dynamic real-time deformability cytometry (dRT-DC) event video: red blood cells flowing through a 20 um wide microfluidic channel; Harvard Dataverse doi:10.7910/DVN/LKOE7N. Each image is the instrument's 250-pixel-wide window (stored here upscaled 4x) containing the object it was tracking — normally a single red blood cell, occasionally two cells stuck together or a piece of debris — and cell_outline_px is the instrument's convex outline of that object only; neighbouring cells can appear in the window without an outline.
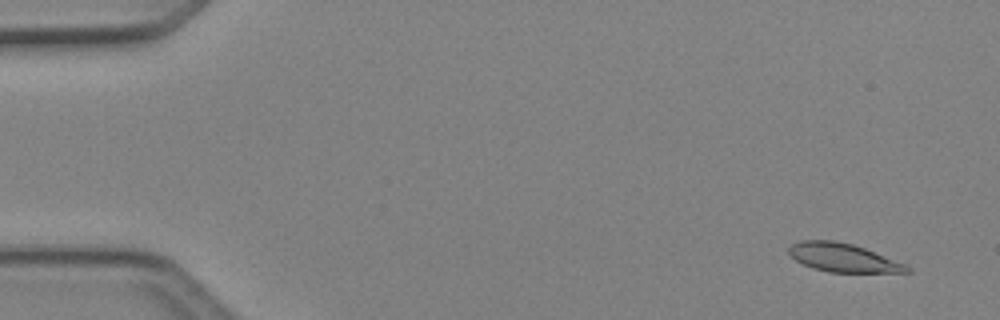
{"species": "Egyptian fruit bat (a non-hibernating species)", "species_latin": "Rousettus aegyptiacus", "temperature_condition": "cold", "stored_images_in_passage": 7, "camera_frame_rate_fps": 3000, "um_per_image_px": 0.085, "animal": {"sex": "female"}, "frame": {"image": 1, "passage_image": 2, "time_ms": 0.333, "image_size_px": [1000, 320], "cell_outline_px": [[912, 272], [828, 272], [812, 268], [796, 260], [788, 252], [788, 248], [792, 244], [800, 240], [832, 240], [852, 244], [864, 248], [904, 264], [912, 268]], "centroid_in_image_um": [71.63, 21.9], "position_along_channel_um": 13.4, "area_um2": 19.36}}
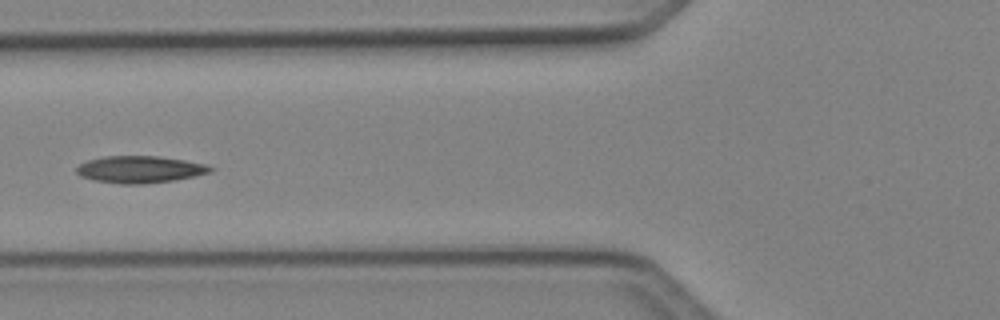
{"frame": {"image": 2, "passage_image": 6, "time_ms": 1.667, "image_size_px": [1000, 320], "cell_outline_px": [[216, 168], [212, 172], [176, 180], [144, 184], [120, 184], [92, 180], [80, 176], [76, 172], [76, 168], [80, 164], [88, 160], [104, 156], [156, 156], [184, 160], [208, 164]], "centroid_in_image_um": [11.92, 14.41], "position_along_channel_um": 113.9, "area_um2": 21.27}}
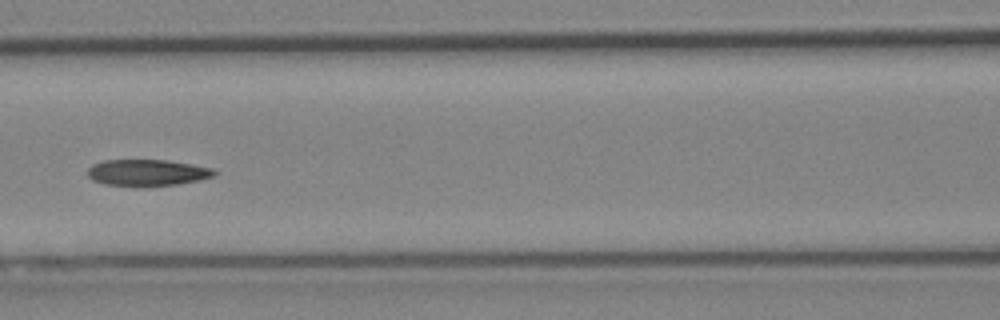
{"frame": {"image": 3, "passage_image": 7, "time_ms": 2.0, "image_size_px": [1000, 320], "cell_outline_px": [[220, 172], [216, 176], [200, 180], [176, 184], [144, 188], [140, 188], [104, 184], [92, 180], [88, 176], [88, 168], [92, 164], [104, 160], [168, 160], [192, 164], [212, 168]], "centroid_in_image_um": [12.54, 14.7], "position_along_channel_um": 154.1, "area_um2": 20.17}}